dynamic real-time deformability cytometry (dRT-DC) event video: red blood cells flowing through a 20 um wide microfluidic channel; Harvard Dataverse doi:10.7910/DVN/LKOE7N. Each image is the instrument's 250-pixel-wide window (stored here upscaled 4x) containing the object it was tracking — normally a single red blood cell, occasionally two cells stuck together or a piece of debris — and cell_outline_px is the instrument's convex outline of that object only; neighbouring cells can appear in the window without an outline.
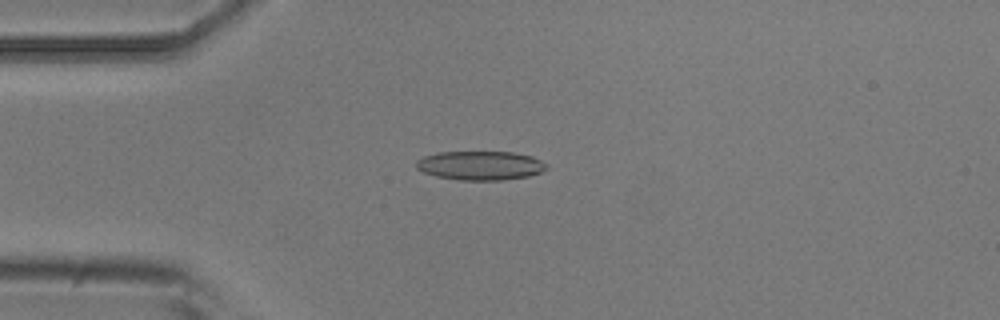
{"species": "common noctule bat (a hibernating species)", "species_latin": "Nyctalus noctula", "temperature_condition": "room temperature", "stored_images_in_passage": 54, "camera_frame_rate_fps": 3000, "um_per_image_px": 0.085, "animal": {"sex": "male", "body_mass_g": 20.5, "forearm_length_mm": 52.5}, "frame": {"image": 1, "passage_image": 14, "time_ms": 4.333, "image_size_px": [1000, 320], "cell_outline_px": [[548, 168], [540, 172], [528, 176], [500, 180], [460, 180], [436, 176], [424, 172], [416, 168], [416, 160], [424, 156], [436, 152], [512, 152], [532, 156], [548, 164]], "centroid_in_image_um": [40.82, 14.06], "position_along_channel_um": 44.2, "area_um2": 22.02}}
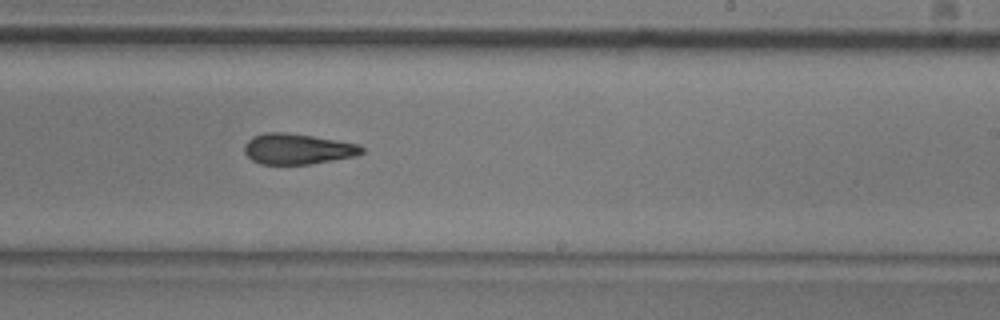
{"frame": {"image": 2, "passage_image": 33, "time_ms": 10.667, "image_size_px": [1000, 320], "cell_outline_px": [[364, 152], [356, 156], [308, 164], [260, 164], [252, 160], [244, 152], [244, 144], [252, 136], [264, 132], [284, 132], [312, 136], [360, 144], [364, 148]], "centroid_in_image_um": [25.28, 12.65], "position_along_channel_um": 263.7, "area_um2": 20.98}}
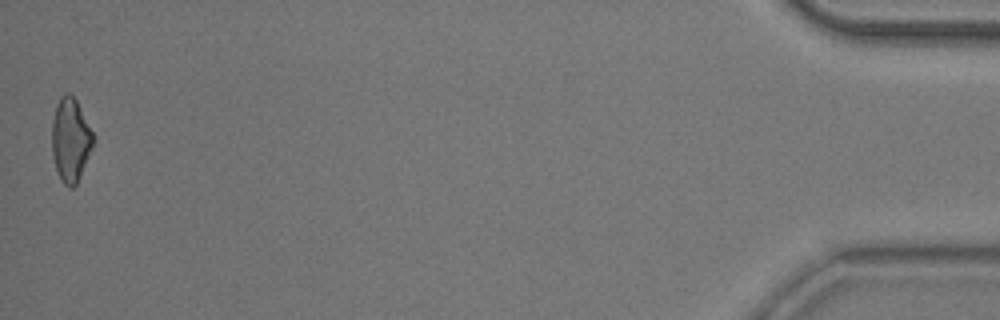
{"frame": {"image": 3, "passage_image": 54, "time_ms": 17.667, "image_size_px": [1000, 320], "cell_outline_px": [[92, 148], [80, 176], [76, 184], [72, 188], [68, 188], [60, 180], [52, 156], [52, 124], [56, 104], [60, 96], [68, 92], [76, 100], [92, 132]], "centroid_in_image_um": [5.96, 11.91], "position_along_channel_um": 429.2, "area_um2": 19.83}, "authors_computed_cell_mechanics": {"area_um2": 21.2704, "velocity_mm_per_s": 3.7346, "shape_relaxation_time_tau1_ms": 7.9532, "shape_relaxation_time_tau2_ms": 5.4205, "deformation_change_tau1": 0.2125, "deformation_change_tau2": 0.1685}}